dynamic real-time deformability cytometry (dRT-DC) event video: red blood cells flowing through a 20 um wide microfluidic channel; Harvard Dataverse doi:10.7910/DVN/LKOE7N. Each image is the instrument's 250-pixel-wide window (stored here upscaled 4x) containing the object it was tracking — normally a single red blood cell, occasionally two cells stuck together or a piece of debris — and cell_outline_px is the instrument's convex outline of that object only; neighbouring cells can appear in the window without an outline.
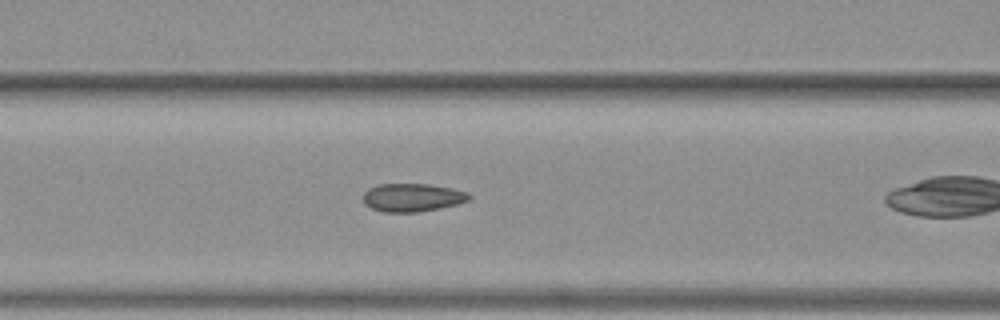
{"species": "common noctule bat (a hibernating species)", "species_latin": "Nyctalus noctula", "temperature_condition": "warm", "stored_images_in_passage": 16, "segment_of_instrument_passage": [2, 2], "camera_frame_rate_fps": 3000, "um_per_image_px": 0.085, "animal": {"sex": "female", "body_mass_g": 19.3, "forearm_length_mm": 54.1}, "frame": {"image": 1, "passage_image": 5, "time_ms": 1.333, "image_size_px": [1000, 320], "cell_outline_px": [[472, 196], [468, 200], [456, 204], [440, 208], [416, 212], [384, 212], [372, 208], [364, 204], [364, 192], [368, 188], [380, 184], [428, 184], [452, 188], [468, 192]], "centroid_in_image_um": [35.05, 16.78], "position_along_channel_um": 131.5, "area_um2": 17.34}}
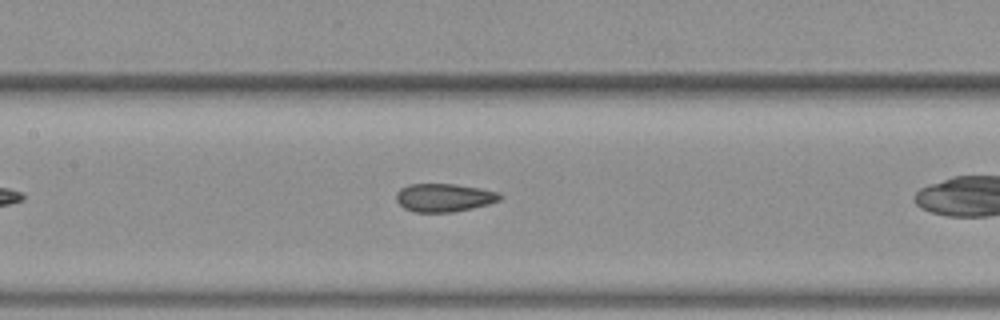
{"frame": {"image": 2, "passage_image": 8, "time_ms": 2.333, "image_size_px": [1000, 320], "cell_outline_px": [[504, 196], [500, 200], [488, 204], [472, 208], [452, 212], [416, 212], [404, 208], [396, 200], [396, 192], [400, 188], [408, 184], [456, 184], [480, 188], [500, 192]], "centroid_in_image_um": [37.76, 16.79], "position_along_channel_um": 169.6, "area_um2": 17.17}}